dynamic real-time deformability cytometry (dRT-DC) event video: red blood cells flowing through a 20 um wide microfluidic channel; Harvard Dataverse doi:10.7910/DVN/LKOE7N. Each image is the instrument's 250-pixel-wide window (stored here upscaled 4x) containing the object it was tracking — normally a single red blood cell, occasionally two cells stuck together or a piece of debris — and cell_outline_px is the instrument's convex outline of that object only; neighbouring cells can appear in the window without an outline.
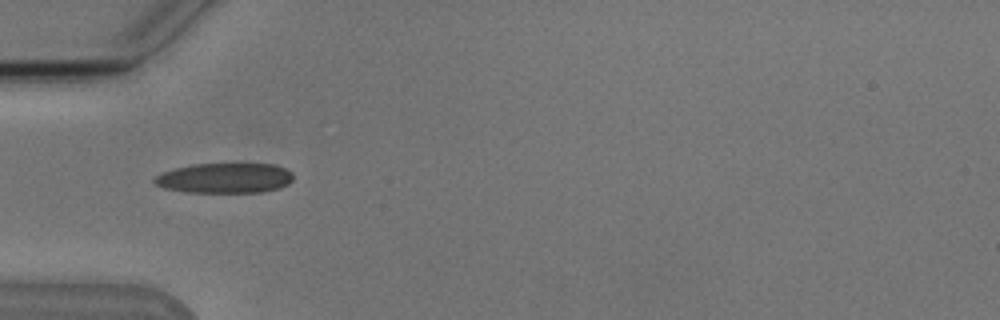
{"species": "Egyptian fruit bat (a non-hibernating species)", "species_latin": "Rousettus aegyptiacus", "temperature_condition": "cold", "stored_images_in_passage": 7, "camera_frame_rate_fps": 3000, "um_per_image_px": 0.085, "animal": {"sex": "male"}, "frame": {"image": 1, "passage_image": 5, "time_ms": 4.667, "image_size_px": [1000, 320], "cell_outline_px": [[292, 180], [288, 184], [280, 188], [260, 192], [184, 192], [164, 188], [156, 184], [152, 180], [156, 176], [164, 172], [176, 168], [192, 164], [276, 164], [292, 172]], "centroid_in_image_um": [19.12, 15.14], "position_along_channel_um": 65.9, "area_um2": 24.28}}
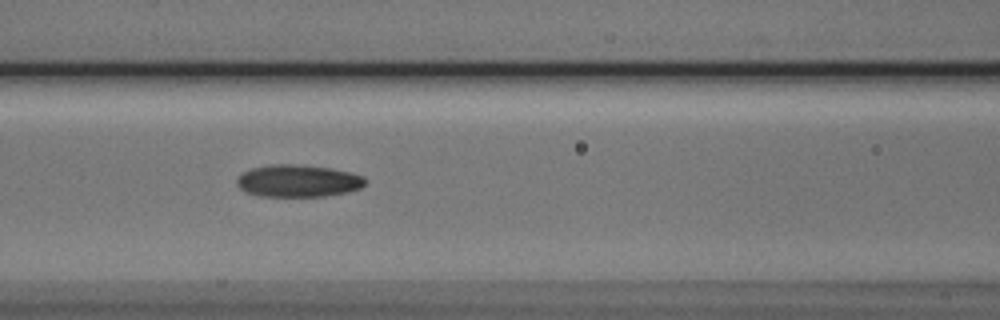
{"frame": {"image": 2, "passage_image": 7, "time_ms": 6.667, "image_size_px": [1000, 320], "cell_outline_px": [[368, 180], [360, 188], [348, 192], [324, 196], [260, 196], [244, 192], [236, 184], [236, 176], [252, 168], [268, 164], [292, 164], [332, 168], [364, 176]], "centroid_in_image_um": [25.31, 15.37], "position_along_channel_um": 141.3, "area_um2": 24.28}}